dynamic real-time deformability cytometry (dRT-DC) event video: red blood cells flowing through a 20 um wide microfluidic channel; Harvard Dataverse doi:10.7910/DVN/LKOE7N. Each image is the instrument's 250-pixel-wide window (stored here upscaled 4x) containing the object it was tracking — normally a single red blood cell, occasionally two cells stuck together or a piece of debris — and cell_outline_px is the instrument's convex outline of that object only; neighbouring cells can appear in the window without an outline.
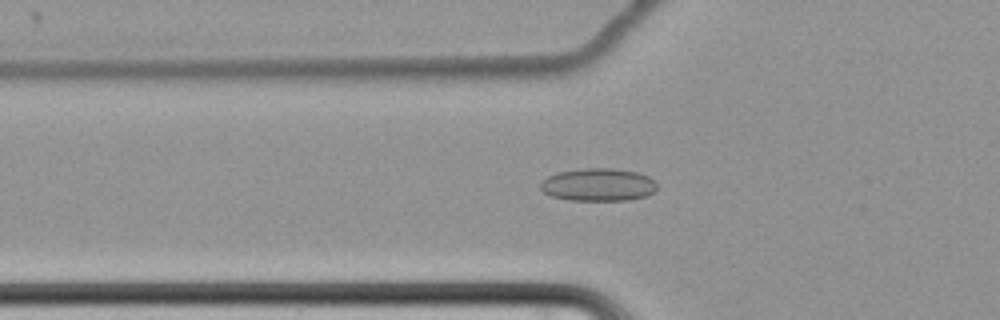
{"species": "common noctule bat (a hibernating species)", "species_latin": "Nyctalus noctula", "temperature_condition": "cold", "stored_images_in_passage": 56, "camera_frame_rate_fps": 3000, "um_per_image_px": 0.085, "animal": {"sex": "female", "body_mass_g": 22.7, "forearm_length_mm": 54.2}, "frame": {"image": 1, "passage_image": 17, "time_ms": 5.333, "image_size_px": [1000, 320], "cell_outline_px": [[656, 192], [648, 196], [628, 200], [568, 200], [552, 196], [544, 192], [540, 188], [540, 184], [548, 176], [556, 172], [584, 168], [612, 168], [636, 172], [648, 176], [656, 180]], "centroid_in_image_um": [50.88, 15.7], "position_along_channel_um": 74.9, "area_um2": 22.43}}
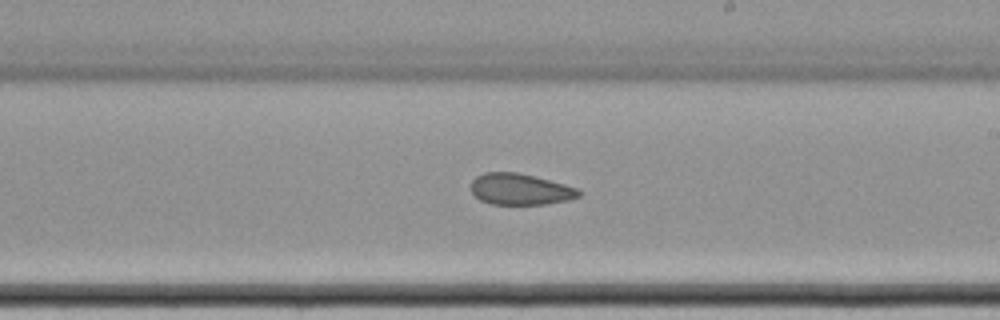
{"frame": {"image": 2, "passage_image": 32, "time_ms": 10.333, "image_size_px": [1000, 320], "cell_outline_px": [[584, 192], [580, 196], [568, 200], [544, 204], [492, 204], [480, 200], [472, 192], [472, 180], [476, 176], [484, 172], [516, 172], [564, 184], [576, 188]], "centroid_in_image_um": [44.22, 16.09], "position_along_channel_um": 244.8, "area_um2": 19.48}}
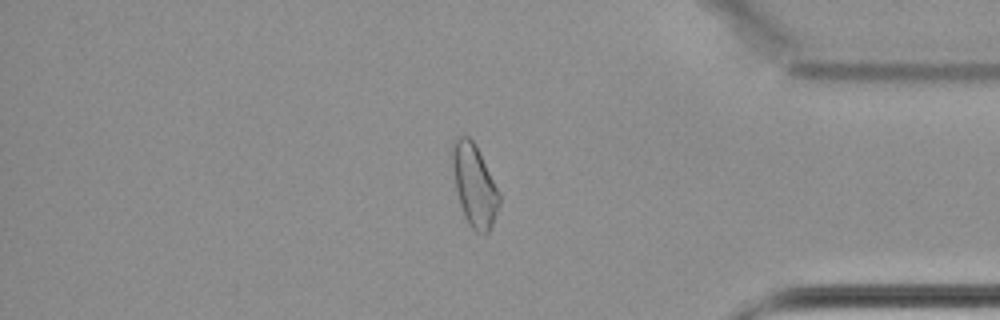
{"frame": {"image": 3, "passage_image": 47, "time_ms": 15.333, "image_size_px": [1000, 320], "cell_outline_px": [[500, 204], [492, 224], [488, 232], [476, 232], [468, 224], [464, 216], [460, 204], [456, 188], [452, 164], [452, 140], [460, 136], [468, 136], [472, 140], [500, 192]], "centroid_in_image_um": [40.32, 15.76], "position_along_channel_um": 394.9, "area_um2": 22.02}, "authors_computed_cell_mechanics": {"area_um2": 21.7906, "velocity_mm_per_s": 3.4268, "shape_relaxation_time_tau1_ms": null, "shape_relaxation_time_tau2_ms": 2.889, "deformation_change_tau1": null, "deformation_change_tau2": 0.0922}}